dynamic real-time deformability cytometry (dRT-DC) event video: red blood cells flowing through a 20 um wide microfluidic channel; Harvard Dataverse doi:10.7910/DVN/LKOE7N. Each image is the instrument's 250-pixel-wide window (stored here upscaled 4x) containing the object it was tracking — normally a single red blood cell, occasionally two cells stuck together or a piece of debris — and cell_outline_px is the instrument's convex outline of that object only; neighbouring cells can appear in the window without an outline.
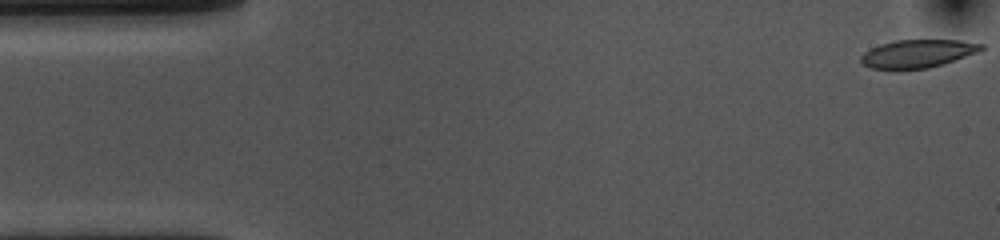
{"species": "common noctule bat (a hibernating species)", "species_latin": "Nyctalus noctula", "temperature_condition": "cold", "stored_images_in_passage": 55, "camera_frame_rate_fps": 3000, "um_per_image_px": 0.085, "animal": {"sex": "female", "body_mass_g": 10.0, "forearm_length_mm": 53.1}, "frame": {"image": 1, "passage_image": 1, "time_ms": 0.0, "image_size_px": [1000, 240], "cell_outline_px": [[984, 48], [980, 52], [944, 64], [928, 68], [872, 68], [864, 64], [860, 60], [860, 56], [864, 52], [880, 44], [896, 40], [960, 40], [984, 44]], "centroid_in_image_um": [78.06, 4.54], "position_along_channel_um": 6.9, "area_um2": 19.54}}
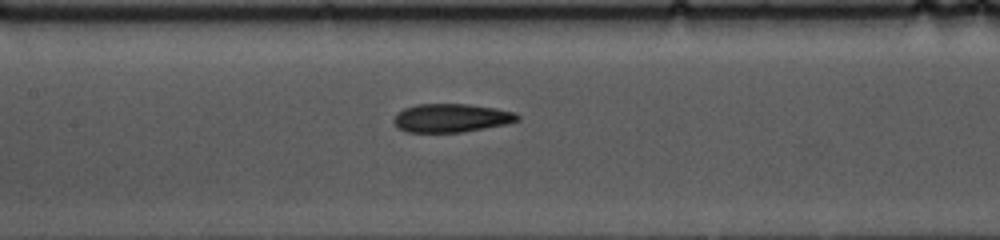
{"frame": {"image": 2, "passage_image": 24, "time_ms": 7.667, "image_size_px": [1000, 240], "cell_outline_px": [[520, 120], [508, 124], [460, 132], [408, 132], [396, 128], [392, 120], [396, 112], [404, 108], [416, 104], [468, 104], [496, 108], [516, 112], [520, 116]], "centroid_in_image_um": [38.34, 10.02], "position_along_channel_um": 169.1, "area_um2": 20.81}}
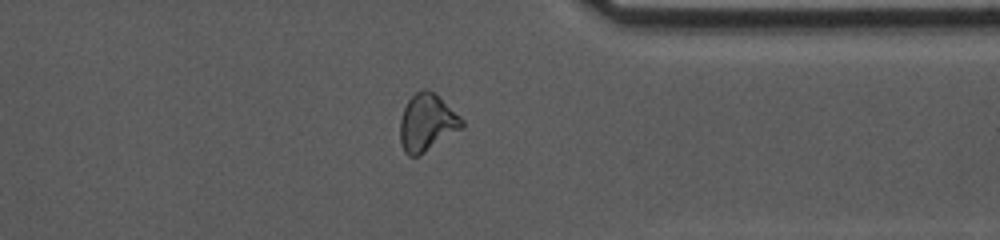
{"frame": {"image": 3, "passage_image": 42, "time_ms": 13.667, "image_size_px": [1000, 240], "cell_outline_px": [[464, 128], [424, 152], [416, 156], [408, 156], [404, 152], [400, 144], [400, 120], [404, 108], [408, 100], [416, 92], [424, 88], [432, 92], [460, 116], [464, 120]], "centroid_in_image_um": [36.28, 10.45], "position_along_channel_um": 375.1, "area_um2": 20.4}, "authors_computed_cell_mechanics": {"area_um2": 20.9814, "velocity_mm_per_s": 3.5842, "shape_relaxation_time_tau1_ms": 7.7371, "shape_relaxation_time_tau2_ms": 4.7973, "deformation_change_tau1": 0.1575, "deformation_change_tau2": 0.1109}}